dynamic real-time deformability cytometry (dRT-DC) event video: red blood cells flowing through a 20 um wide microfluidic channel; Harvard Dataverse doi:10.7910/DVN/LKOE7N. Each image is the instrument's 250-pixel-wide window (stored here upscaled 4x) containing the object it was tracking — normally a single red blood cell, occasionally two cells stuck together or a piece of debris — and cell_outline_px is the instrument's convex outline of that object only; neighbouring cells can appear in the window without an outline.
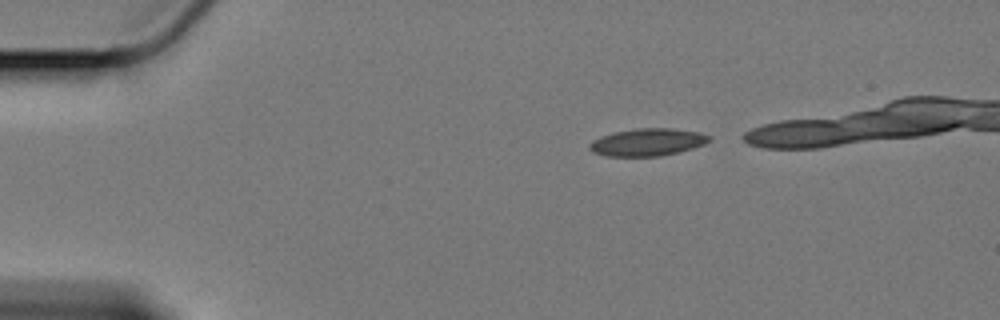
{"species": "Egyptian fruit bat (a non-hibernating species)", "species_latin": "Rousettus aegyptiacus", "temperature_condition": "cold", "stored_images_in_passage": 39, "camera_frame_rate_fps": 3000, "um_per_image_px": 0.085, "animal": {"sex": "female"}, "frame": {"image": 1, "passage_image": 1, "time_ms": 0.0, "image_size_px": [1000, 320], "cell_outline_px": [[712, 140], [704, 144], [680, 152], [660, 156], [608, 156], [592, 152], [588, 148], [588, 144], [592, 140], [600, 136], [616, 132], [636, 128], [672, 128], [696, 132], [712, 136]], "centroid_in_image_um": [55.03, 12.09], "position_along_channel_um": 30.0, "area_um2": 19.19}}
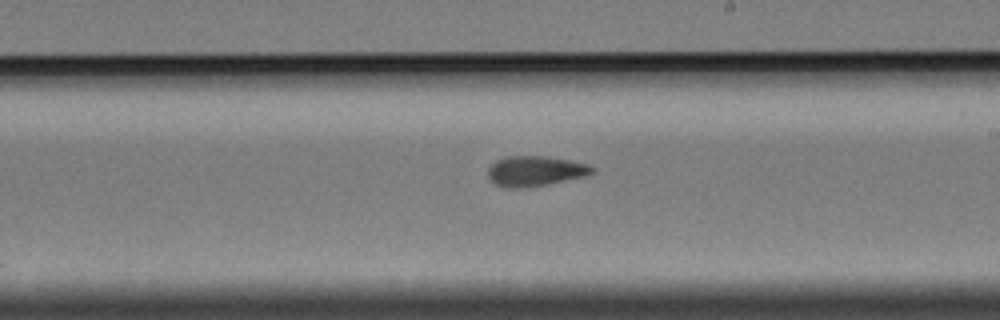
{"frame": {"image": 2, "passage_image": 25, "time_ms": 8.0, "image_size_px": [1000, 320], "cell_outline_px": [[596, 172], [588, 176], [528, 188], [504, 188], [488, 180], [488, 168], [496, 160], [504, 156], [548, 156], [592, 164], [596, 168]], "centroid_in_image_um": [45.54, 14.54], "position_along_channel_um": 243.5, "area_um2": 18.96}}
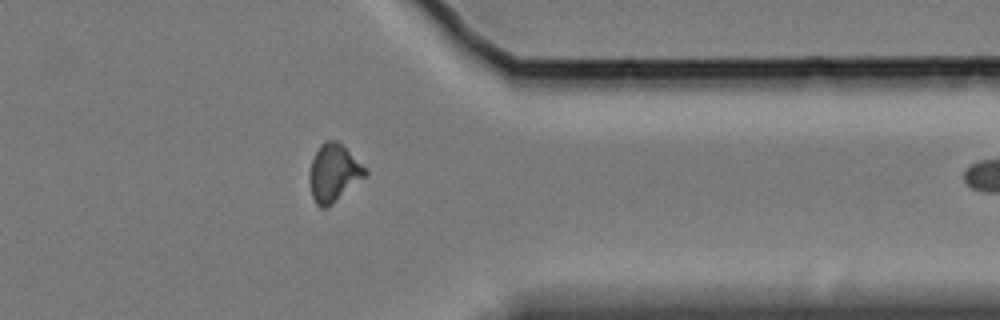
{"frame": {"image": 3, "passage_image": 38, "time_ms": 12.333, "image_size_px": [1000, 320], "cell_outline_px": [[368, 176], [332, 204], [324, 208], [320, 208], [316, 204], [312, 196], [308, 180], [308, 172], [312, 160], [320, 144], [324, 140], [336, 140], [368, 168]], "centroid_in_image_um": [28.38, 14.71], "position_along_channel_um": 383.0, "area_um2": 19.07}}